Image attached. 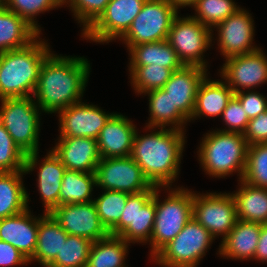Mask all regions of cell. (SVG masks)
<instances>
[{
  "label": "cell",
  "mask_w": 267,
  "mask_h": 267,
  "mask_svg": "<svg viewBox=\"0 0 267 267\" xmlns=\"http://www.w3.org/2000/svg\"><path fill=\"white\" fill-rule=\"evenodd\" d=\"M89 62L84 56H62L53 52L45 58L32 95L42 112L58 113L82 101L91 72Z\"/></svg>",
  "instance_id": "1"
},
{
  "label": "cell",
  "mask_w": 267,
  "mask_h": 267,
  "mask_svg": "<svg viewBox=\"0 0 267 267\" xmlns=\"http://www.w3.org/2000/svg\"><path fill=\"white\" fill-rule=\"evenodd\" d=\"M150 134L141 136L136 130L131 157L142 169L149 182L156 187H169L178 178L185 131L168 128H147Z\"/></svg>",
  "instance_id": "2"
},
{
  "label": "cell",
  "mask_w": 267,
  "mask_h": 267,
  "mask_svg": "<svg viewBox=\"0 0 267 267\" xmlns=\"http://www.w3.org/2000/svg\"><path fill=\"white\" fill-rule=\"evenodd\" d=\"M45 42L39 35L24 48L0 53V100L34 94L40 68L52 52Z\"/></svg>",
  "instance_id": "3"
},
{
  "label": "cell",
  "mask_w": 267,
  "mask_h": 267,
  "mask_svg": "<svg viewBox=\"0 0 267 267\" xmlns=\"http://www.w3.org/2000/svg\"><path fill=\"white\" fill-rule=\"evenodd\" d=\"M0 123L18 148L26 154L25 172L37 167L40 135V107L32 96L1 99Z\"/></svg>",
  "instance_id": "4"
},
{
  "label": "cell",
  "mask_w": 267,
  "mask_h": 267,
  "mask_svg": "<svg viewBox=\"0 0 267 267\" xmlns=\"http://www.w3.org/2000/svg\"><path fill=\"white\" fill-rule=\"evenodd\" d=\"M198 147V160L206 174L215 178L238 173L242 180L247 158L248 144L242 133L223 132L217 129L202 137Z\"/></svg>",
  "instance_id": "5"
},
{
  "label": "cell",
  "mask_w": 267,
  "mask_h": 267,
  "mask_svg": "<svg viewBox=\"0 0 267 267\" xmlns=\"http://www.w3.org/2000/svg\"><path fill=\"white\" fill-rule=\"evenodd\" d=\"M160 188L162 187H156V215L149 242L151 258L177 236L192 218L193 213V192L191 190L183 187H164L169 194L161 202L159 200Z\"/></svg>",
  "instance_id": "6"
},
{
  "label": "cell",
  "mask_w": 267,
  "mask_h": 267,
  "mask_svg": "<svg viewBox=\"0 0 267 267\" xmlns=\"http://www.w3.org/2000/svg\"><path fill=\"white\" fill-rule=\"evenodd\" d=\"M214 239L192 216L177 236L152 260L161 267H197Z\"/></svg>",
  "instance_id": "7"
},
{
  "label": "cell",
  "mask_w": 267,
  "mask_h": 267,
  "mask_svg": "<svg viewBox=\"0 0 267 267\" xmlns=\"http://www.w3.org/2000/svg\"><path fill=\"white\" fill-rule=\"evenodd\" d=\"M156 215V186L137 194H130L120 221L109 231L127 243L150 242Z\"/></svg>",
  "instance_id": "8"
},
{
  "label": "cell",
  "mask_w": 267,
  "mask_h": 267,
  "mask_svg": "<svg viewBox=\"0 0 267 267\" xmlns=\"http://www.w3.org/2000/svg\"><path fill=\"white\" fill-rule=\"evenodd\" d=\"M213 31L191 15L176 16L167 36V42L176 51L183 65H195L207 69L204 53L211 48Z\"/></svg>",
  "instance_id": "9"
},
{
  "label": "cell",
  "mask_w": 267,
  "mask_h": 267,
  "mask_svg": "<svg viewBox=\"0 0 267 267\" xmlns=\"http://www.w3.org/2000/svg\"><path fill=\"white\" fill-rule=\"evenodd\" d=\"M178 11L167 0H146L130 28L119 39L125 45L166 40Z\"/></svg>",
  "instance_id": "10"
},
{
  "label": "cell",
  "mask_w": 267,
  "mask_h": 267,
  "mask_svg": "<svg viewBox=\"0 0 267 267\" xmlns=\"http://www.w3.org/2000/svg\"><path fill=\"white\" fill-rule=\"evenodd\" d=\"M193 218L216 239L222 240L238 221L236 202L231 193H196L193 191Z\"/></svg>",
  "instance_id": "11"
},
{
  "label": "cell",
  "mask_w": 267,
  "mask_h": 267,
  "mask_svg": "<svg viewBox=\"0 0 267 267\" xmlns=\"http://www.w3.org/2000/svg\"><path fill=\"white\" fill-rule=\"evenodd\" d=\"M96 186L102 190L137 194L153 185L131 156L101 158L95 169Z\"/></svg>",
  "instance_id": "12"
},
{
  "label": "cell",
  "mask_w": 267,
  "mask_h": 267,
  "mask_svg": "<svg viewBox=\"0 0 267 267\" xmlns=\"http://www.w3.org/2000/svg\"><path fill=\"white\" fill-rule=\"evenodd\" d=\"M145 1L110 0L101 15L82 32V37L103 44L120 39L130 28Z\"/></svg>",
  "instance_id": "13"
},
{
  "label": "cell",
  "mask_w": 267,
  "mask_h": 267,
  "mask_svg": "<svg viewBox=\"0 0 267 267\" xmlns=\"http://www.w3.org/2000/svg\"><path fill=\"white\" fill-rule=\"evenodd\" d=\"M219 70L221 79L234 94L254 90L267 82V55L260 48L257 51L227 58ZM242 88V89H241Z\"/></svg>",
  "instance_id": "14"
},
{
  "label": "cell",
  "mask_w": 267,
  "mask_h": 267,
  "mask_svg": "<svg viewBox=\"0 0 267 267\" xmlns=\"http://www.w3.org/2000/svg\"><path fill=\"white\" fill-rule=\"evenodd\" d=\"M215 29L218 34L217 45L225 59L248 54L260 48L253 45L254 20L244 8L216 25L212 31Z\"/></svg>",
  "instance_id": "15"
},
{
  "label": "cell",
  "mask_w": 267,
  "mask_h": 267,
  "mask_svg": "<svg viewBox=\"0 0 267 267\" xmlns=\"http://www.w3.org/2000/svg\"><path fill=\"white\" fill-rule=\"evenodd\" d=\"M50 214L69 235L84 237L92 242L110 235L99 218L94 201L59 205Z\"/></svg>",
  "instance_id": "16"
},
{
  "label": "cell",
  "mask_w": 267,
  "mask_h": 267,
  "mask_svg": "<svg viewBox=\"0 0 267 267\" xmlns=\"http://www.w3.org/2000/svg\"><path fill=\"white\" fill-rule=\"evenodd\" d=\"M59 137H88L97 139L101 129L114 113H106L97 105L82 101L58 112Z\"/></svg>",
  "instance_id": "17"
},
{
  "label": "cell",
  "mask_w": 267,
  "mask_h": 267,
  "mask_svg": "<svg viewBox=\"0 0 267 267\" xmlns=\"http://www.w3.org/2000/svg\"><path fill=\"white\" fill-rule=\"evenodd\" d=\"M208 69L195 65H183L175 70L170 79L163 86L168 93L173 107L177 108L190 122L196 94L201 82L208 75Z\"/></svg>",
  "instance_id": "18"
},
{
  "label": "cell",
  "mask_w": 267,
  "mask_h": 267,
  "mask_svg": "<svg viewBox=\"0 0 267 267\" xmlns=\"http://www.w3.org/2000/svg\"><path fill=\"white\" fill-rule=\"evenodd\" d=\"M52 151L67 170L95 173L101 160L97 139L88 137H59Z\"/></svg>",
  "instance_id": "19"
},
{
  "label": "cell",
  "mask_w": 267,
  "mask_h": 267,
  "mask_svg": "<svg viewBox=\"0 0 267 267\" xmlns=\"http://www.w3.org/2000/svg\"><path fill=\"white\" fill-rule=\"evenodd\" d=\"M133 122L121 113H114L97 138L101 158L128 157L131 155L136 133Z\"/></svg>",
  "instance_id": "20"
},
{
  "label": "cell",
  "mask_w": 267,
  "mask_h": 267,
  "mask_svg": "<svg viewBox=\"0 0 267 267\" xmlns=\"http://www.w3.org/2000/svg\"><path fill=\"white\" fill-rule=\"evenodd\" d=\"M38 218L27 208L20 214L0 219V240L8 242L28 259L36 250Z\"/></svg>",
  "instance_id": "21"
},
{
  "label": "cell",
  "mask_w": 267,
  "mask_h": 267,
  "mask_svg": "<svg viewBox=\"0 0 267 267\" xmlns=\"http://www.w3.org/2000/svg\"><path fill=\"white\" fill-rule=\"evenodd\" d=\"M260 231V223L238 219L230 233L221 241L219 255L227 259L253 260Z\"/></svg>",
  "instance_id": "22"
},
{
  "label": "cell",
  "mask_w": 267,
  "mask_h": 267,
  "mask_svg": "<svg viewBox=\"0 0 267 267\" xmlns=\"http://www.w3.org/2000/svg\"><path fill=\"white\" fill-rule=\"evenodd\" d=\"M233 96V90L225 81H211L207 75L198 88L195 108L190 122L202 116L213 118L222 116L223 110Z\"/></svg>",
  "instance_id": "23"
},
{
  "label": "cell",
  "mask_w": 267,
  "mask_h": 267,
  "mask_svg": "<svg viewBox=\"0 0 267 267\" xmlns=\"http://www.w3.org/2000/svg\"><path fill=\"white\" fill-rule=\"evenodd\" d=\"M68 234L48 213L38 216L37 246L29 262H38L42 267H47L61 251L63 242Z\"/></svg>",
  "instance_id": "24"
},
{
  "label": "cell",
  "mask_w": 267,
  "mask_h": 267,
  "mask_svg": "<svg viewBox=\"0 0 267 267\" xmlns=\"http://www.w3.org/2000/svg\"><path fill=\"white\" fill-rule=\"evenodd\" d=\"M39 164L37 187L44 205V213H51L59 206V192L66 167L52 150Z\"/></svg>",
  "instance_id": "25"
},
{
  "label": "cell",
  "mask_w": 267,
  "mask_h": 267,
  "mask_svg": "<svg viewBox=\"0 0 267 267\" xmlns=\"http://www.w3.org/2000/svg\"><path fill=\"white\" fill-rule=\"evenodd\" d=\"M40 34L0 1V53L26 47Z\"/></svg>",
  "instance_id": "26"
},
{
  "label": "cell",
  "mask_w": 267,
  "mask_h": 267,
  "mask_svg": "<svg viewBox=\"0 0 267 267\" xmlns=\"http://www.w3.org/2000/svg\"><path fill=\"white\" fill-rule=\"evenodd\" d=\"M126 46L130 55L129 66H147L155 64L157 66L170 68L173 72L183 66L176 51L167 40Z\"/></svg>",
  "instance_id": "27"
},
{
  "label": "cell",
  "mask_w": 267,
  "mask_h": 267,
  "mask_svg": "<svg viewBox=\"0 0 267 267\" xmlns=\"http://www.w3.org/2000/svg\"><path fill=\"white\" fill-rule=\"evenodd\" d=\"M25 171L0 172V219L25 211L29 194L22 181Z\"/></svg>",
  "instance_id": "28"
},
{
  "label": "cell",
  "mask_w": 267,
  "mask_h": 267,
  "mask_svg": "<svg viewBox=\"0 0 267 267\" xmlns=\"http://www.w3.org/2000/svg\"><path fill=\"white\" fill-rule=\"evenodd\" d=\"M240 188L231 193L236 202L239 220L267 224V188L256 187L240 180Z\"/></svg>",
  "instance_id": "29"
},
{
  "label": "cell",
  "mask_w": 267,
  "mask_h": 267,
  "mask_svg": "<svg viewBox=\"0 0 267 267\" xmlns=\"http://www.w3.org/2000/svg\"><path fill=\"white\" fill-rule=\"evenodd\" d=\"M148 94L150 119L145 128L172 127L184 131L185 124L189 121L177 108L173 107L168 93L161 89L151 90ZM173 125V126H172Z\"/></svg>",
  "instance_id": "30"
},
{
  "label": "cell",
  "mask_w": 267,
  "mask_h": 267,
  "mask_svg": "<svg viewBox=\"0 0 267 267\" xmlns=\"http://www.w3.org/2000/svg\"><path fill=\"white\" fill-rule=\"evenodd\" d=\"M130 243L118 236L108 237L92 243L86 267H127L126 256Z\"/></svg>",
  "instance_id": "31"
},
{
  "label": "cell",
  "mask_w": 267,
  "mask_h": 267,
  "mask_svg": "<svg viewBox=\"0 0 267 267\" xmlns=\"http://www.w3.org/2000/svg\"><path fill=\"white\" fill-rule=\"evenodd\" d=\"M95 173L66 170L59 192V205L91 202Z\"/></svg>",
  "instance_id": "32"
},
{
  "label": "cell",
  "mask_w": 267,
  "mask_h": 267,
  "mask_svg": "<svg viewBox=\"0 0 267 267\" xmlns=\"http://www.w3.org/2000/svg\"><path fill=\"white\" fill-rule=\"evenodd\" d=\"M130 82L138 95L151 90L161 89L170 79L173 71L170 68L157 66H129Z\"/></svg>",
  "instance_id": "33"
},
{
  "label": "cell",
  "mask_w": 267,
  "mask_h": 267,
  "mask_svg": "<svg viewBox=\"0 0 267 267\" xmlns=\"http://www.w3.org/2000/svg\"><path fill=\"white\" fill-rule=\"evenodd\" d=\"M92 243L87 238L68 234L61 251L47 267H86Z\"/></svg>",
  "instance_id": "34"
},
{
  "label": "cell",
  "mask_w": 267,
  "mask_h": 267,
  "mask_svg": "<svg viewBox=\"0 0 267 267\" xmlns=\"http://www.w3.org/2000/svg\"><path fill=\"white\" fill-rule=\"evenodd\" d=\"M192 8V17L211 30L240 9L233 0H197Z\"/></svg>",
  "instance_id": "35"
},
{
  "label": "cell",
  "mask_w": 267,
  "mask_h": 267,
  "mask_svg": "<svg viewBox=\"0 0 267 267\" xmlns=\"http://www.w3.org/2000/svg\"><path fill=\"white\" fill-rule=\"evenodd\" d=\"M103 192L93 201L102 224L110 231L120 221L130 194L112 190H103Z\"/></svg>",
  "instance_id": "36"
},
{
  "label": "cell",
  "mask_w": 267,
  "mask_h": 267,
  "mask_svg": "<svg viewBox=\"0 0 267 267\" xmlns=\"http://www.w3.org/2000/svg\"><path fill=\"white\" fill-rule=\"evenodd\" d=\"M242 180L252 186L267 188V143L248 146Z\"/></svg>",
  "instance_id": "37"
},
{
  "label": "cell",
  "mask_w": 267,
  "mask_h": 267,
  "mask_svg": "<svg viewBox=\"0 0 267 267\" xmlns=\"http://www.w3.org/2000/svg\"><path fill=\"white\" fill-rule=\"evenodd\" d=\"M10 11L23 18L39 34L41 28L36 21V16L54 8L62 7L57 0H0Z\"/></svg>",
  "instance_id": "38"
},
{
  "label": "cell",
  "mask_w": 267,
  "mask_h": 267,
  "mask_svg": "<svg viewBox=\"0 0 267 267\" xmlns=\"http://www.w3.org/2000/svg\"><path fill=\"white\" fill-rule=\"evenodd\" d=\"M25 157L0 123V172L25 171Z\"/></svg>",
  "instance_id": "39"
},
{
  "label": "cell",
  "mask_w": 267,
  "mask_h": 267,
  "mask_svg": "<svg viewBox=\"0 0 267 267\" xmlns=\"http://www.w3.org/2000/svg\"><path fill=\"white\" fill-rule=\"evenodd\" d=\"M110 0H68L65 5H69L78 23L83 25L84 32L105 10Z\"/></svg>",
  "instance_id": "40"
},
{
  "label": "cell",
  "mask_w": 267,
  "mask_h": 267,
  "mask_svg": "<svg viewBox=\"0 0 267 267\" xmlns=\"http://www.w3.org/2000/svg\"><path fill=\"white\" fill-rule=\"evenodd\" d=\"M221 118L228 127L226 129H219L223 132H237L244 133L247 129L249 118L247 117L240 101L233 96L228 102L226 108L223 110Z\"/></svg>",
  "instance_id": "41"
},
{
  "label": "cell",
  "mask_w": 267,
  "mask_h": 267,
  "mask_svg": "<svg viewBox=\"0 0 267 267\" xmlns=\"http://www.w3.org/2000/svg\"><path fill=\"white\" fill-rule=\"evenodd\" d=\"M246 91L235 93L234 96L240 101L243 110L250 120L267 111V96L265 97L255 90Z\"/></svg>",
  "instance_id": "42"
},
{
  "label": "cell",
  "mask_w": 267,
  "mask_h": 267,
  "mask_svg": "<svg viewBox=\"0 0 267 267\" xmlns=\"http://www.w3.org/2000/svg\"><path fill=\"white\" fill-rule=\"evenodd\" d=\"M248 146L267 143V111L250 119L246 131L243 133Z\"/></svg>",
  "instance_id": "43"
},
{
  "label": "cell",
  "mask_w": 267,
  "mask_h": 267,
  "mask_svg": "<svg viewBox=\"0 0 267 267\" xmlns=\"http://www.w3.org/2000/svg\"><path fill=\"white\" fill-rule=\"evenodd\" d=\"M28 265L29 259L8 242L0 240V267Z\"/></svg>",
  "instance_id": "44"
},
{
  "label": "cell",
  "mask_w": 267,
  "mask_h": 267,
  "mask_svg": "<svg viewBox=\"0 0 267 267\" xmlns=\"http://www.w3.org/2000/svg\"><path fill=\"white\" fill-rule=\"evenodd\" d=\"M254 260L267 262V224H261L260 236L254 254Z\"/></svg>",
  "instance_id": "45"
},
{
  "label": "cell",
  "mask_w": 267,
  "mask_h": 267,
  "mask_svg": "<svg viewBox=\"0 0 267 267\" xmlns=\"http://www.w3.org/2000/svg\"><path fill=\"white\" fill-rule=\"evenodd\" d=\"M171 3V5L178 11L179 8L184 7H193L197 0H167Z\"/></svg>",
  "instance_id": "46"
},
{
  "label": "cell",
  "mask_w": 267,
  "mask_h": 267,
  "mask_svg": "<svg viewBox=\"0 0 267 267\" xmlns=\"http://www.w3.org/2000/svg\"><path fill=\"white\" fill-rule=\"evenodd\" d=\"M61 5H65L68 0H57Z\"/></svg>",
  "instance_id": "47"
}]
</instances>
